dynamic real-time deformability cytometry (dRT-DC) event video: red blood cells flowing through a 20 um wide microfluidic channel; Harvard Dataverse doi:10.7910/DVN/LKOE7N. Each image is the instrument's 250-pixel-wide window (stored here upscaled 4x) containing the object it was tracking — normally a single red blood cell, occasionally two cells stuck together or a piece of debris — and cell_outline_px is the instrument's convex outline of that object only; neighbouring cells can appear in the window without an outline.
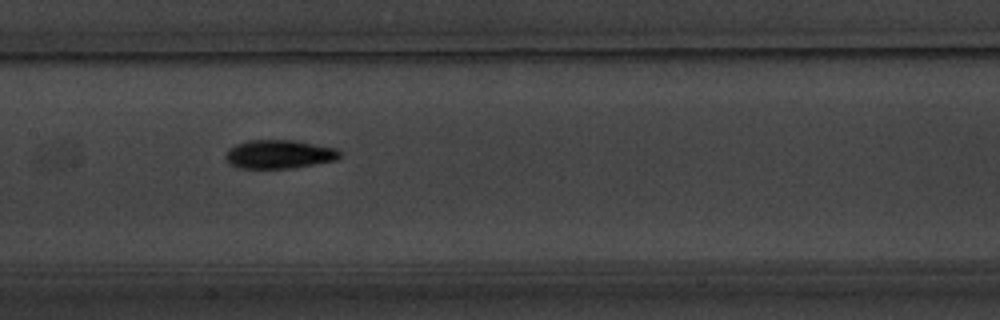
{"species": "common noctule bat (a hibernating species)", "species_latin": "Nyctalus noctula", "temperature_condition": "warm", "stored_images_in_passage": 9, "camera_frame_rate_fps": 3000, "um_per_image_px": 0.085, "animal": {"sex": "male", "body_mass_g": 20.1, "forearm_length_mm": 53.5}, "frame": {"image": 1, "passage_image": 7, "time_ms": 7.0, "image_size_px": [1000, 320], "cell_outline_px": [[340, 156], [336, 160], [292, 168], [236, 168], [228, 164], [224, 156], [228, 148], [236, 144], [248, 140], [296, 140], [336, 148], [340, 152]], "centroid_in_image_um": [23.68, 13.11], "position_along_channel_um": 183.7, "area_um2": 19.25}}